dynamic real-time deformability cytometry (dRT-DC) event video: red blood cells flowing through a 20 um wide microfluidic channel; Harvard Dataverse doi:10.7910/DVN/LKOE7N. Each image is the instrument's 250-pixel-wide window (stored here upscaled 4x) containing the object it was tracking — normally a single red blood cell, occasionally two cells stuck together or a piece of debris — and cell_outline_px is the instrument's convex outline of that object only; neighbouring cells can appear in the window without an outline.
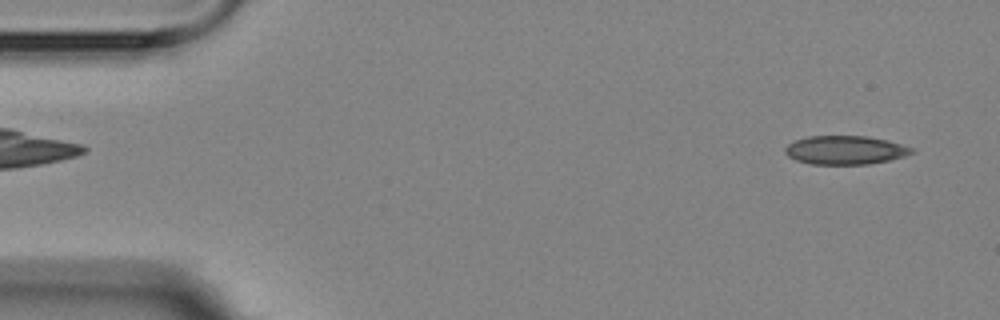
{"species": "Egyptian fruit bat (a non-hibernating species)", "species_latin": "Rousettus aegyptiacus", "temperature_condition": "room temperature", "stored_images_in_passage": 4, "camera_frame_rate_fps": 3000, "um_per_image_px": 0.085, "animal": {"sex": "female"}, "frame": {"image": 1, "passage_image": 1, "time_ms": 0.0, "image_size_px": [1000, 320], "cell_outline_px": [[916, 152], [904, 156], [888, 160], [868, 164], [812, 164], [796, 160], [788, 156], [784, 152], [784, 148], [788, 144], [796, 140], [808, 136], [868, 136], [888, 140], [912, 148]], "centroid_in_image_um": [71.83, 12.75], "position_along_channel_um": 13.2, "area_um2": 21.1}}